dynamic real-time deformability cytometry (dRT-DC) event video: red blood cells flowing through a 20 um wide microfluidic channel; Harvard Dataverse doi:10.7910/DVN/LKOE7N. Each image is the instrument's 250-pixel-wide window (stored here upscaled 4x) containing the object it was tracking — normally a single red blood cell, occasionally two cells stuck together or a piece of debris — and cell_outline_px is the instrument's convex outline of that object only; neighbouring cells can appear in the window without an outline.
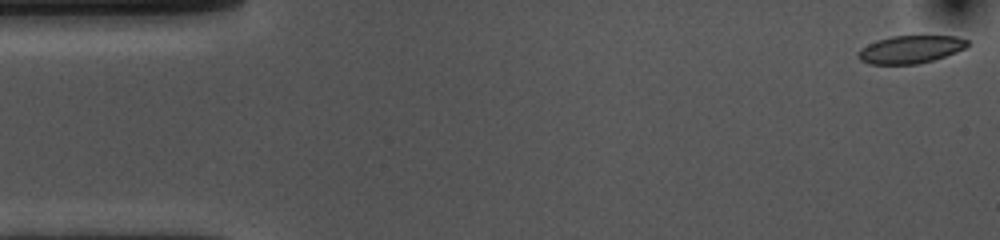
{"species": "common noctule bat (a hibernating species)", "species_latin": "Nyctalus noctula", "temperature_condition": "cold", "stored_images_in_passage": 54, "camera_frame_rate_fps": 3000, "um_per_image_px": 0.085, "animal": {"sex": "female", "body_mass_g": 10.0, "forearm_length_mm": 53.1}, "frame": {"image": 1, "passage_image": 1, "time_ms": 0.0, "image_size_px": [1000, 240], "cell_outline_px": [[968, 44], [964, 48], [956, 52], [932, 60], [916, 64], [868, 64], [860, 60], [856, 56], [856, 52], [860, 48], [868, 44], [892, 36], [956, 36], [968, 40]], "centroid_in_image_um": [77.34, 4.2], "position_along_channel_um": 7.7, "area_um2": 17.57}}
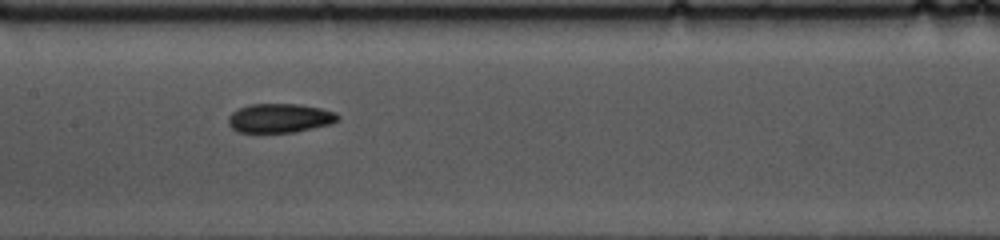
{"frame": {"image": 2, "passage_image": 25, "time_ms": 8.0, "image_size_px": [1000, 240], "cell_outline_px": [[340, 120], [328, 124], [296, 132], [240, 132], [232, 128], [228, 124], [228, 116], [232, 112], [240, 108], [252, 104], [300, 104], [320, 108], [336, 112], [340, 116]], "centroid_in_image_um": [23.79, 10.03], "position_along_channel_um": 183.6, "area_um2": 18.5}}
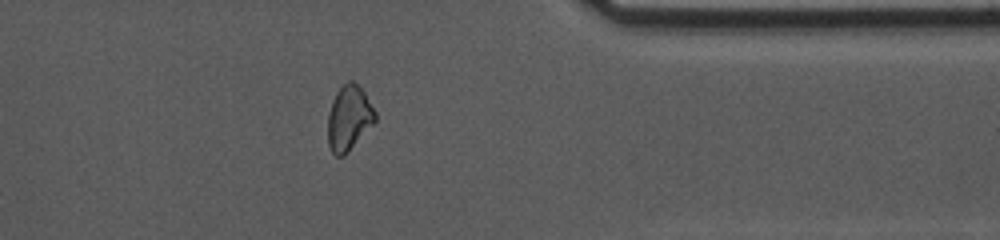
{"frame": {"image": 3, "passage_image": 43, "time_ms": 14.0, "image_size_px": [1000, 240], "cell_outline_px": [[376, 120], [348, 152], [344, 156], [336, 156], [332, 152], [328, 144], [328, 112], [332, 100], [336, 92], [348, 80], [352, 80], [364, 92], [376, 112]], "centroid_in_image_um": [29.64, 10.04], "position_along_channel_um": 381.8, "area_um2": 17.8}, "authors_computed_cell_mechanics": {"area_um2": 18.6116, "velocity_mm_per_s": 3.5818, "shape_relaxation_time_tau1_ms": 6.1257, "shape_relaxation_time_tau2_ms": 8.2083, "deformation_change_tau1": 0.1102, "deformation_change_tau2": 0.123}}